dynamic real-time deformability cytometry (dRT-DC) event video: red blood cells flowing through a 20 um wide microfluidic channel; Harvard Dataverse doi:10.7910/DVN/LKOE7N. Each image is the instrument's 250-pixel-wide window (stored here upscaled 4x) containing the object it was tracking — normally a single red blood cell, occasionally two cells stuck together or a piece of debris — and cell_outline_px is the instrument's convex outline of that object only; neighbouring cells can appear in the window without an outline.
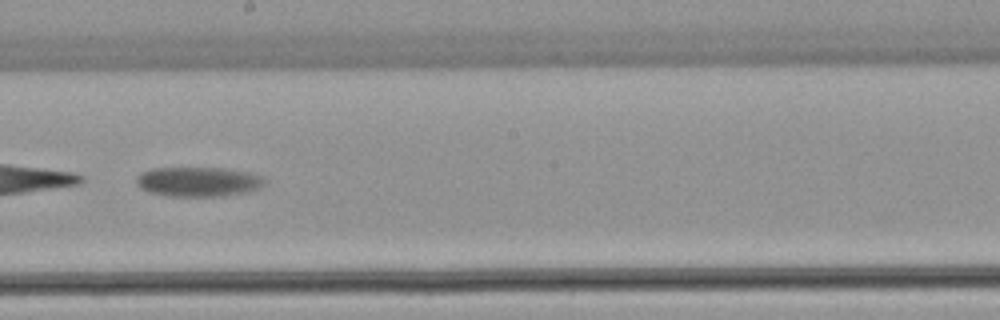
{"species": "common noctule bat (a hibernating species)", "species_latin": "Nyctalus noctula", "temperature_condition": "warm", "stored_images_in_passage": 44, "camera_frame_rate_fps": 3000, "um_per_image_px": 0.085, "animal": {"sex": "female", "body_mass_g": 22.7, "forearm_length_mm": 54.2}, "frame": {"image": 1, "passage_image": 19, "time_ms": 6.0, "image_size_px": [1000, 320], "cell_outline_px": [[264, 184], [260, 188], [248, 192], [220, 196], [168, 196], [152, 192], [140, 188], [136, 184], [136, 176], [140, 172], [152, 168], [224, 168], [248, 172], [260, 176], [264, 180]], "centroid_in_image_um": [16.83, 15.44], "position_along_channel_um": 231.4, "area_um2": 22.14}}
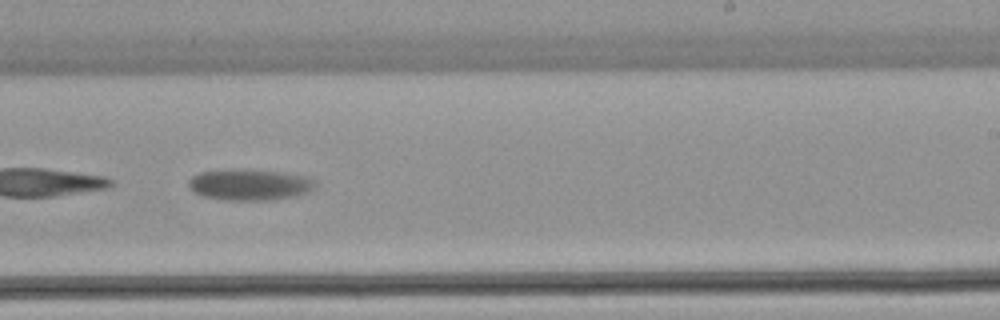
{"frame": {"image": 2, "passage_image": 22, "time_ms": 7.0, "image_size_px": [1000, 320], "cell_outline_px": [[316, 184], [308, 192], [292, 196], [272, 200], [224, 200], [204, 196], [192, 192], [188, 188], [188, 180], [192, 176], [200, 172], [228, 168], [232, 168], [284, 172], [304, 176], [316, 180]], "centroid_in_image_um": [21.16, 15.68], "position_along_channel_um": 267.8, "area_um2": 23.29}}
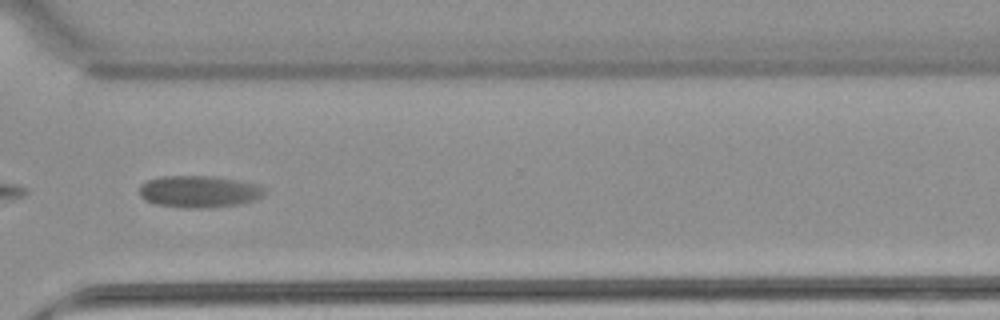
{"frame": {"image": 3, "passage_image": 29, "time_ms": 9.333, "image_size_px": [1000, 320], "cell_outline_px": [[264, 196], [240, 204], [200, 208], [192, 208], [156, 204], [144, 200], [140, 196], [140, 184], [148, 180], [160, 176], [216, 176], [240, 180], [260, 184], [264, 188]], "centroid_in_image_um": [16.93, 16.26], "position_along_channel_um": 353.7, "area_um2": 23.35}, "authors_computed_cell_mechanics": {"area_um2": 24.7095, "velocity_mm_per_s": 3.6732, "shape_relaxation_time_tau1_ms": 9.2846, "shape_relaxation_time_tau2_ms": null, "deformation_change_tau1": 0.4736, "deformation_change_tau2": null}}